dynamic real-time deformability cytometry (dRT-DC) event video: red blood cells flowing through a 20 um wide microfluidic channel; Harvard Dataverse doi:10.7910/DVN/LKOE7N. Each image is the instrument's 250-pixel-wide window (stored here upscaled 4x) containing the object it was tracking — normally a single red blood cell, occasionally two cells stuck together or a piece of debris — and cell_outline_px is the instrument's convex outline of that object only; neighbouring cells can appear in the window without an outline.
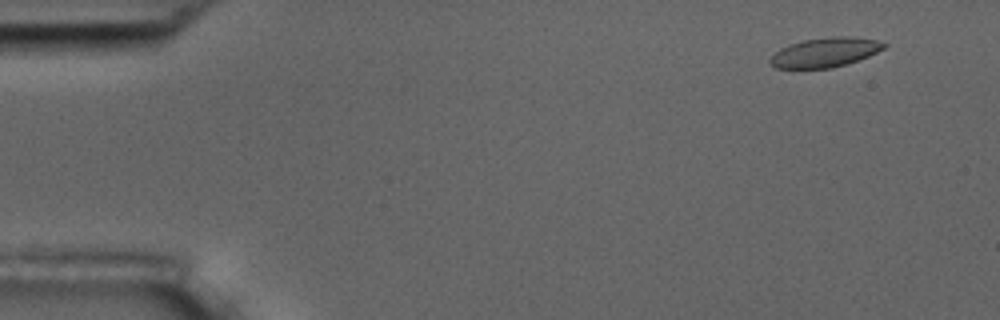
{"species": "common noctule bat (a hibernating species)", "species_latin": "Nyctalus noctula", "temperature_condition": "room temperature", "stored_images_in_passage": 14, "camera_frame_rate_fps": 3000, "um_per_image_px": 0.085, "animal": {"sex": "male", "body_mass_g": 17.5, "forearm_length_mm": 52.3}, "frame": {"image": 1, "passage_image": 1, "time_ms": 0.0, "image_size_px": [1000, 320], "cell_outline_px": [[888, 44], [884, 48], [868, 56], [832, 68], [776, 68], [768, 60], [780, 48], [788, 44], [804, 40], [832, 36], [852, 36], [876, 40]], "centroid_in_image_um": [70.12, 4.44], "position_along_channel_um": 14.9, "area_um2": 19.36}}
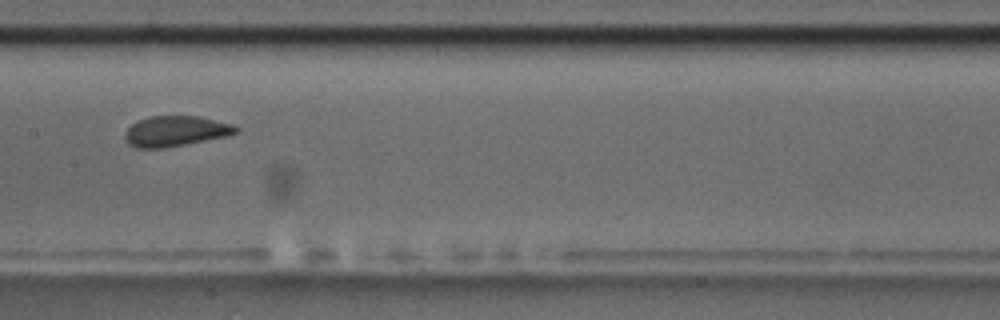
{"frame": {"image": 2, "passage_image": 7, "time_ms": 8.0, "image_size_px": [1000, 320], "cell_outline_px": [[240, 128], [236, 132], [228, 136], [164, 148], [136, 148], [128, 144], [124, 136], [124, 132], [136, 120], [148, 116], [196, 116], [232, 124]], "centroid_in_image_um": [14.88, 11.15], "position_along_channel_um": 192.5, "area_um2": 19.71}}
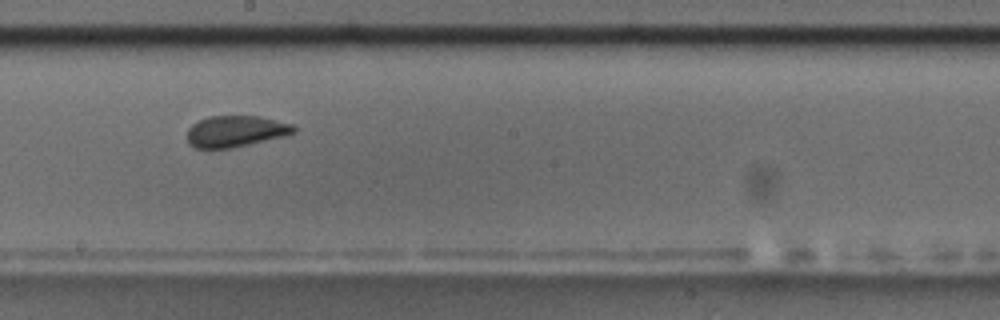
{"frame": {"image": 3, "passage_image": 8, "time_ms": 9.0, "image_size_px": [1000, 320], "cell_outline_px": [[296, 132], [232, 148], [196, 148], [188, 144], [188, 128], [192, 124], [208, 116], [260, 116], [292, 124], [296, 128]], "centroid_in_image_um": [19.99, 11.15], "position_along_channel_um": 228.2, "area_um2": 19.19}, "authors_computed_cell_mechanics": {"area_um2": 19.7098, "velocity_mm_per_s": 3.5991, "shape_relaxation_time_tau1_ms": null, "shape_relaxation_time_tau2_ms": 0.8941, "deformation_change_tau1": null, "deformation_change_tau2": 0.0777}}